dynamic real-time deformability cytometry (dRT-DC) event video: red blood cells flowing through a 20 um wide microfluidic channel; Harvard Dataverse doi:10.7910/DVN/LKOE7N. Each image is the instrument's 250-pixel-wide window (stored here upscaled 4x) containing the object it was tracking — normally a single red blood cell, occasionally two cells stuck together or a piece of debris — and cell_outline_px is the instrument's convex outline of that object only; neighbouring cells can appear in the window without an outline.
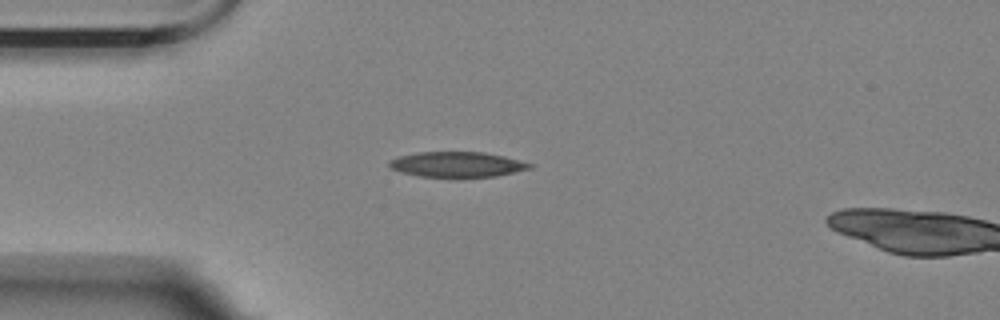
{"species": "Egyptian fruit bat (a non-hibernating species)", "species_latin": "Rousettus aegyptiacus", "temperature_condition": "room temperature", "stored_images_in_passage": 2, "camera_frame_rate_fps": 3000, "um_per_image_px": 0.085, "animal": {"sex": "female"}, "frame": {"image": 1, "passage_image": 1, "time_ms": 0.0, "image_size_px": [1000, 320], "cell_outline_px": [[536, 164], [532, 168], [496, 176], [420, 176], [404, 172], [392, 168], [388, 164], [388, 160], [400, 156], [416, 152], [484, 152], [504, 156]], "centroid_in_image_um": [38.9, 13.95], "position_along_channel_um": 46.1, "area_um2": 20.4}}